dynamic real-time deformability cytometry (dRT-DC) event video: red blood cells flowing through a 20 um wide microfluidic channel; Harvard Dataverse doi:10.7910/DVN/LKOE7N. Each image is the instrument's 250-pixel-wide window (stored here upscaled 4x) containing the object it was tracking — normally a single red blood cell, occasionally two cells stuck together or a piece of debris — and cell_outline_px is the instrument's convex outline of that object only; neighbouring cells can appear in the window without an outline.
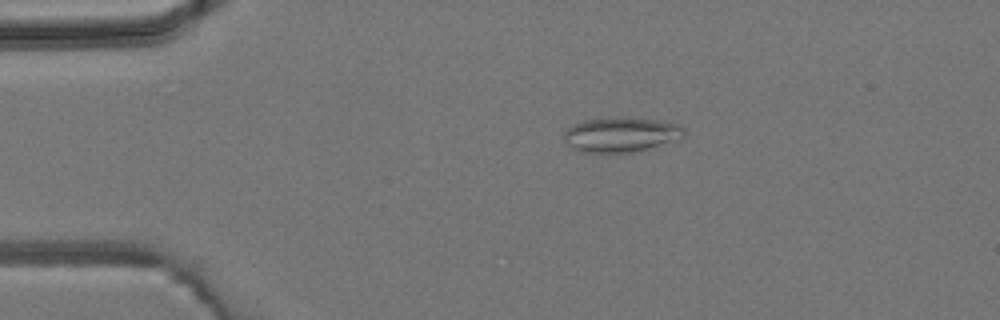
{"species": "common noctule bat (a hibernating species)", "species_latin": "Nyctalus noctula", "temperature_condition": "room temperature", "stored_images_in_passage": 3, "camera_frame_rate_fps": 3000, "um_per_image_px": 0.085, "animal": {"sex": "male", "body_mass_g": 19.2, "forearm_length_mm": 51.8}, "frame": {"image": 1, "passage_image": 2, "time_ms": 2.333, "image_size_px": [1000, 320], "cell_outline_px": [[684, 136], [648, 148], [632, 152], [580, 152], [572, 148], [564, 140], [564, 132], [568, 128], [584, 120], [608, 116], [624, 116], [656, 120], [676, 124], [684, 128]], "centroid_in_image_um": [52.72, 11.41], "position_along_channel_um": 32.3, "area_um2": 24.22}}